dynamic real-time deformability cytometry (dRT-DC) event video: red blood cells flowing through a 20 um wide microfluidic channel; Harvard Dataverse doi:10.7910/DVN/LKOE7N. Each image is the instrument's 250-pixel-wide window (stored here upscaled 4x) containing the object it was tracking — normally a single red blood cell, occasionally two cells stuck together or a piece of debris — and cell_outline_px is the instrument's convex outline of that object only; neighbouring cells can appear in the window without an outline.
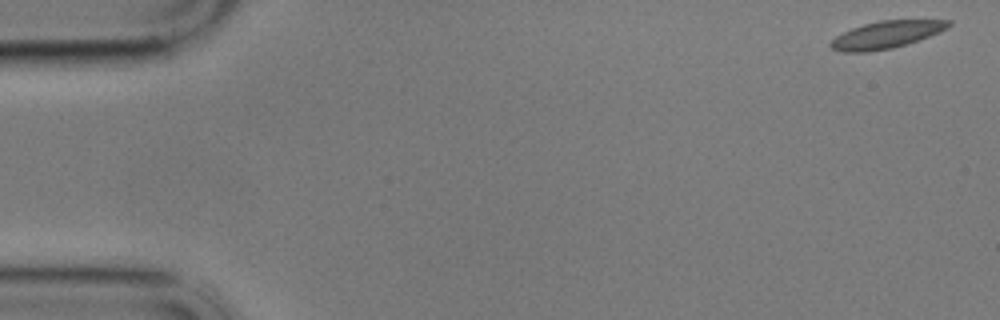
{"species": "common noctule bat (a hibernating species)", "species_latin": "Nyctalus noctula", "temperature_condition": "cold", "stored_images_in_passage": 58, "camera_frame_rate_fps": 3000, "um_per_image_px": 0.085, "animal": {"sex": "male", "body_mass_g": 17.9}, "frame": {"image": 1, "passage_image": 1, "time_ms": 0.0, "image_size_px": [1000, 320], "cell_outline_px": [[952, 24], [948, 28], [940, 32], [892, 48], [868, 52], [844, 52], [832, 48], [828, 44], [836, 36], [852, 28], [864, 24], [880, 20], [952, 20]], "centroid_in_image_um": [75.34, 2.94], "position_along_channel_um": 9.7, "area_um2": 18.5}}
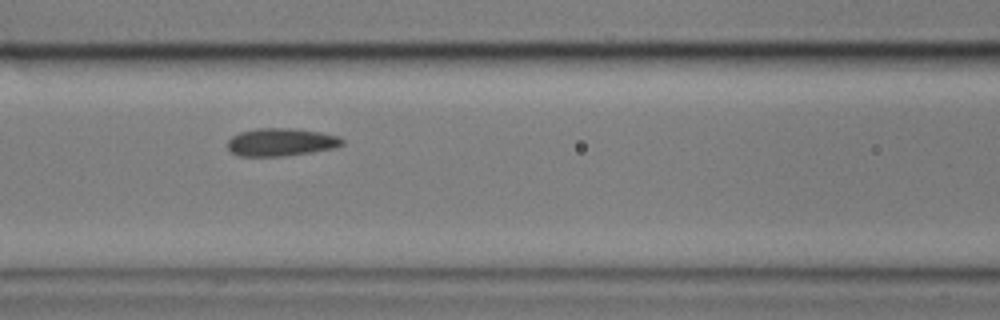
{"frame": {"image": 2, "passage_image": 24, "time_ms": 7.667, "image_size_px": [1000, 320], "cell_outline_px": [[344, 144], [336, 148], [312, 152], [284, 156], [240, 156], [232, 152], [228, 148], [228, 140], [232, 136], [240, 132], [256, 128], [292, 128], [320, 132], [340, 136], [344, 140]], "centroid_in_image_um": [23.92, 12.08], "position_along_channel_um": 142.7, "area_um2": 18.73}}
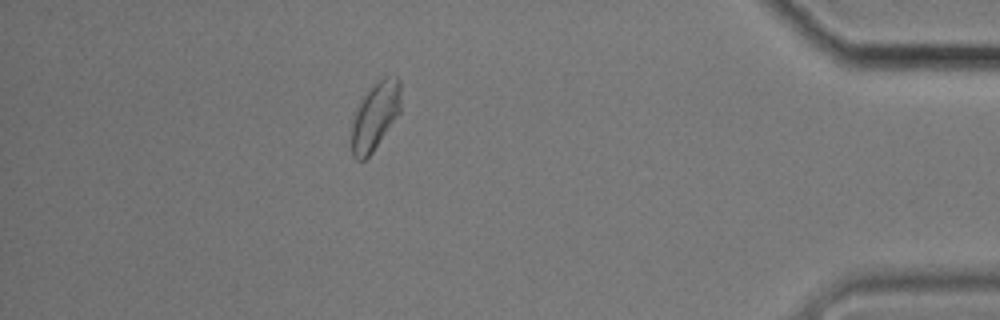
{"frame": {"image": 3, "passage_image": 51, "time_ms": 16.667, "image_size_px": [1000, 320], "cell_outline_px": [[400, 112], [372, 152], [364, 160], [356, 160], [352, 156], [352, 124], [356, 108], [360, 100], [384, 76], [396, 76], [400, 80]], "centroid_in_image_um": [31.88, 9.87], "position_along_channel_um": 403.3, "area_um2": 19.07}, "authors_computed_cell_mechanics": {"area_um2": 18.8717, "velocity_mm_per_s": 3.3971, "shape_relaxation_time_tau1_ms": 4.9408, "shape_relaxation_time_tau2_ms": 0.9007, "deformation_change_tau1": 0.091, "deformation_change_tau2": 0.0622}}